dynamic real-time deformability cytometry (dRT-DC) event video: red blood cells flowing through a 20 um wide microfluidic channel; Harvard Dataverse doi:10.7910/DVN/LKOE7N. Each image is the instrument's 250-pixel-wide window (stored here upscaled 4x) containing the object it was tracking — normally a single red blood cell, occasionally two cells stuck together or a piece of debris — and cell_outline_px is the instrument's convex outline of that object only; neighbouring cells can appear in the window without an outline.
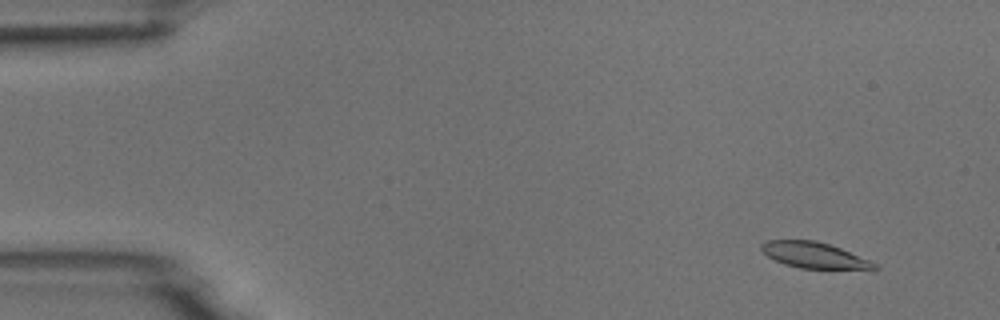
{"species": "common noctule bat (a hibernating species)", "species_latin": "Nyctalus noctula", "temperature_condition": "room temperature", "stored_images_in_passage": 54, "camera_frame_rate_fps": 3000, "um_per_image_px": 0.085, "animal": {"sex": "male", "body_mass_g": 18.8}, "frame": {"image": 1, "passage_image": 5, "time_ms": 1.333, "image_size_px": [1000, 320], "cell_outline_px": [[880, 268], [800, 268], [784, 264], [768, 256], [760, 248], [760, 244], [768, 240], [816, 240], [840, 248], [868, 260], [876, 264]], "centroid_in_image_um": [69.12, 21.67], "position_along_channel_um": 15.9, "area_um2": 16.53}}
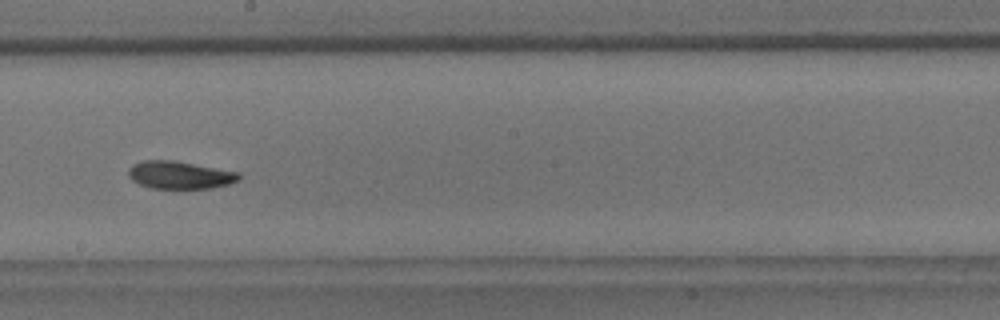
{"frame": {"image": 2, "passage_image": 31, "time_ms": 10.0, "image_size_px": [1000, 320], "cell_outline_px": [[240, 180], [228, 184], [212, 188], [152, 188], [140, 184], [132, 180], [128, 176], [128, 168], [132, 164], [140, 160], [172, 160], [240, 172]], "centroid_in_image_um": [15.26, 14.86], "position_along_channel_um": 232.9, "area_um2": 17.86}}
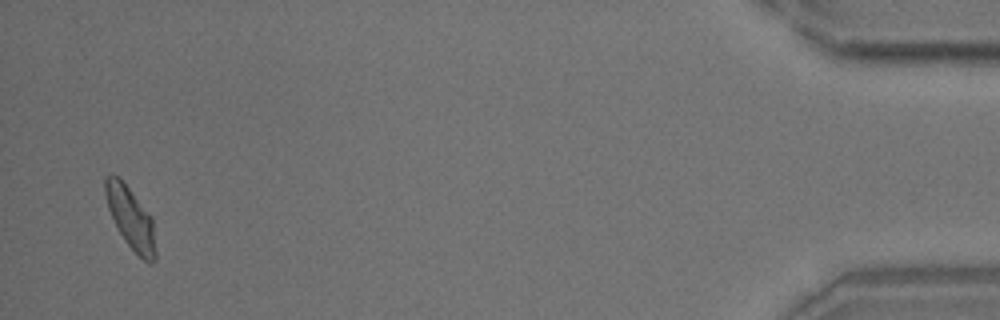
{"frame": {"image": 3, "passage_image": 53, "time_ms": 17.333, "image_size_px": [1000, 320], "cell_outline_px": [[156, 260], [152, 264], [148, 264], [124, 240], [108, 208], [104, 192], [104, 176], [112, 172], [120, 176], [152, 216], [156, 252]], "centroid_in_image_um": [11.1, 18.47], "position_along_channel_um": 424.1, "area_um2": 18.38}, "authors_computed_cell_mechanics": {"area_um2": 18.0047, "velocity_mm_per_s": 3.7452, "shape_relaxation_time_tau1_ms": 3.7491, "shape_relaxation_time_tau2_ms": 10.0077, "deformation_change_tau1": 0.1207, "deformation_change_tau2": 0.1248}}